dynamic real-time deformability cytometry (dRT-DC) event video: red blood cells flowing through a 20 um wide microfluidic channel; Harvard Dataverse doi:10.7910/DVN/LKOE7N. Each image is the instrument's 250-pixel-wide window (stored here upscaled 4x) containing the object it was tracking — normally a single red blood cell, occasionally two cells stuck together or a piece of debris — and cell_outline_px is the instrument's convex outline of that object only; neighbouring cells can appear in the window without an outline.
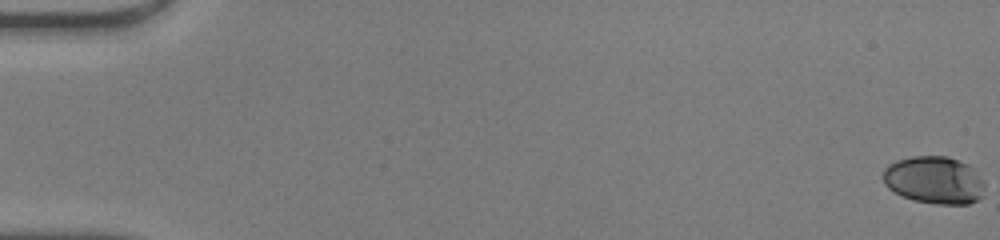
{"species": "human", "species_latin": "Homo sapiens", "temperature_condition": "warm", "stored_images_in_passage": 50, "camera_frame_rate_fps": 3000, "um_per_image_px": 0.085, "donor": {"sex": "male"}, "frame": {"image": 1, "passage_image": 1, "time_ms": 0.0, "image_size_px": [1000, 240], "cell_outline_px": [[984, 196], [968, 204], [936, 204], [912, 200], [888, 188], [884, 184], [884, 168], [888, 164], [896, 160], [912, 156], [948, 156], [968, 164], [976, 168], [984, 180]], "centroid_in_image_um": [79.46, 15.3], "position_along_channel_um": 5.5, "area_um2": 28.55}}
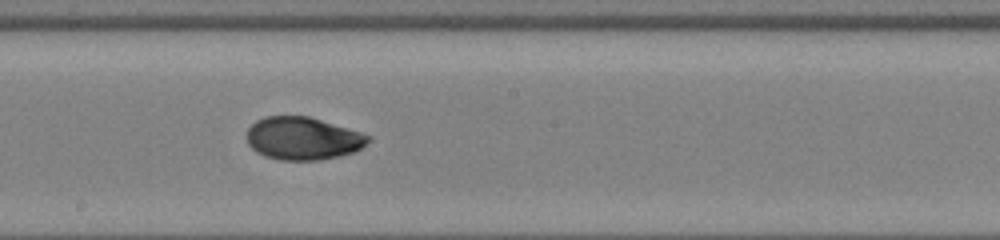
{"frame": {"image": 2, "passage_image": 29, "time_ms": 9.333, "image_size_px": [1000, 240], "cell_outline_px": [[372, 140], [360, 148], [352, 152], [340, 156], [320, 160], [280, 160], [264, 156], [256, 152], [248, 144], [248, 128], [256, 120], [264, 116], [308, 116], [360, 132], [372, 136]], "centroid_in_image_um": [25.74, 11.77], "position_along_channel_um": 222.5, "area_um2": 30.23}}
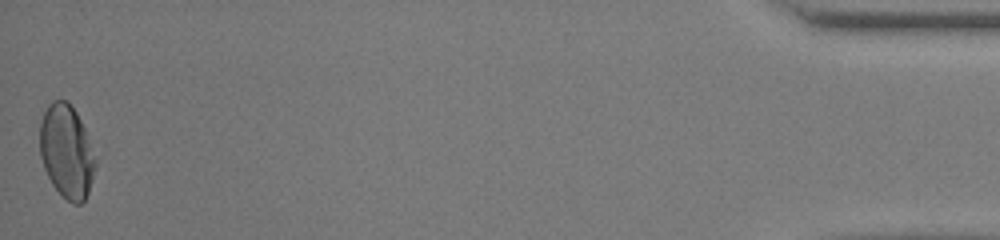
{"frame": {"image": 3, "passage_image": 50, "time_ms": 16.333, "image_size_px": [1000, 240], "cell_outline_px": [[96, 168], [88, 192], [84, 200], [80, 204], [72, 204], [52, 184], [44, 168], [40, 156], [40, 120], [48, 104], [52, 100], [68, 100], [76, 112], [84, 128], [96, 160]], "centroid_in_image_um": [5.65, 12.86], "position_along_channel_um": 429.5, "area_um2": 30.06}, "authors_computed_cell_mechanics": {"area_um2": 29.4491, "velocity_mm_per_s": 4.2882, "shape_relaxation_time_tau1_ms": 6.4196, "shape_relaxation_time_tau2_ms": 1.1057, "deformation_change_tau1": 0.2189, "deformation_change_tau2": 0.0384}}